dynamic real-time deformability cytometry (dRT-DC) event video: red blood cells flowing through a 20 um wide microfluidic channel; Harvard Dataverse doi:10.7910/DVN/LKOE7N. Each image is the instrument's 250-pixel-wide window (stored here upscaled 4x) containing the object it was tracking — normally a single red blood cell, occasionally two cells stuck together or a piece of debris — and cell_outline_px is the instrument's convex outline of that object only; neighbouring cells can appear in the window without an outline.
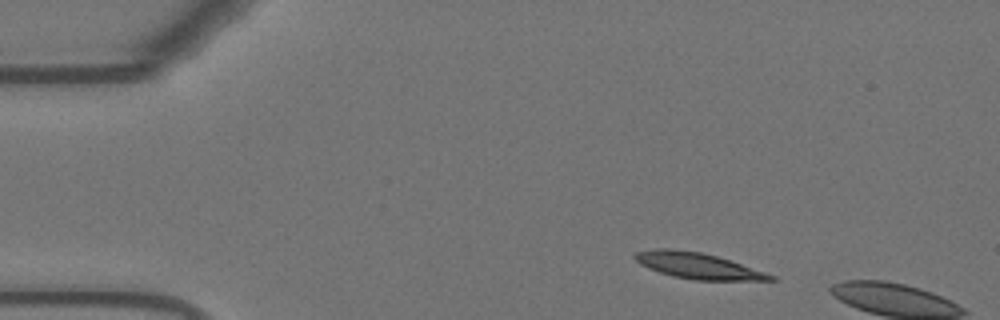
{"species": "Egyptian fruit bat (a non-hibernating species)", "species_latin": "Rousettus aegyptiacus", "temperature_condition": "warm", "stored_images_in_passage": 4, "camera_frame_rate_fps": 3000, "um_per_image_px": 0.085, "animal": {"sex": "female"}, "frame": {"image": 1, "passage_image": 1, "time_ms": 0.0, "image_size_px": [1000, 320], "cell_outline_px": [[776, 280], [696, 280], [672, 276], [648, 268], [640, 264], [632, 256], [636, 252], [656, 248], [672, 248], [700, 252], [716, 256], [776, 276]], "centroid_in_image_um": [59.25, 22.58], "position_along_channel_um": 25.7, "area_um2": 20.23}}